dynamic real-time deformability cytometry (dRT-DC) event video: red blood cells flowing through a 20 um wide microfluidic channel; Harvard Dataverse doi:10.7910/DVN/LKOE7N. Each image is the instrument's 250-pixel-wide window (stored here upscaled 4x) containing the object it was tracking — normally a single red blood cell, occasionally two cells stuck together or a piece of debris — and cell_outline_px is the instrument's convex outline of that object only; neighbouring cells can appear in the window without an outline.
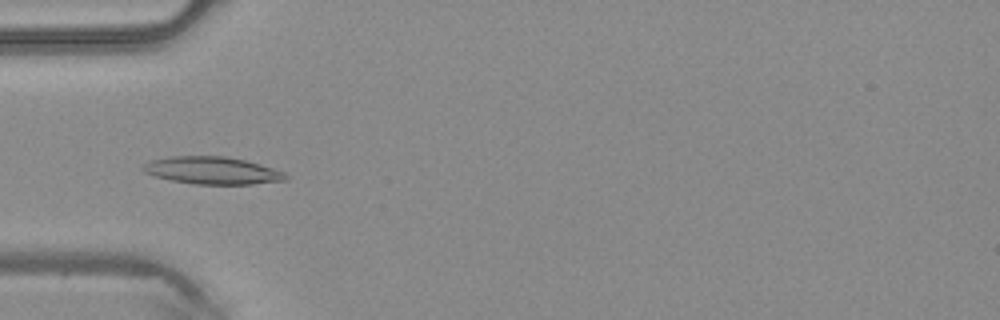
{"species": "common noctule bat (a hibernating species)", "species_latin": "Nyctalus noctula", "temperature_condition": "warm", "stored_images_in_passage": 48, "camera_frame_rate_fps": 3000, "um_per_image_px": 0.085, "animal": {"sex": "male", "body_mass_g": 20.4}, "frame": {"image": 1, "passage_image": 16, "time_ms": 5.0, "image_size_px": [1000, 320], "cell_outline_px": [[288, 180], [252, 184], [192, 184], [152, 176], [144, 172], [140, 168], [144, 164], [152, 160], [168, 156], [224, 156], [244, 160], [260, 164], [284, 172], [288, 176]], "centroid_in_image_um": [18.02, 14.49], "position_along_channel_um": 67.0, "area_um2": 22.83}}
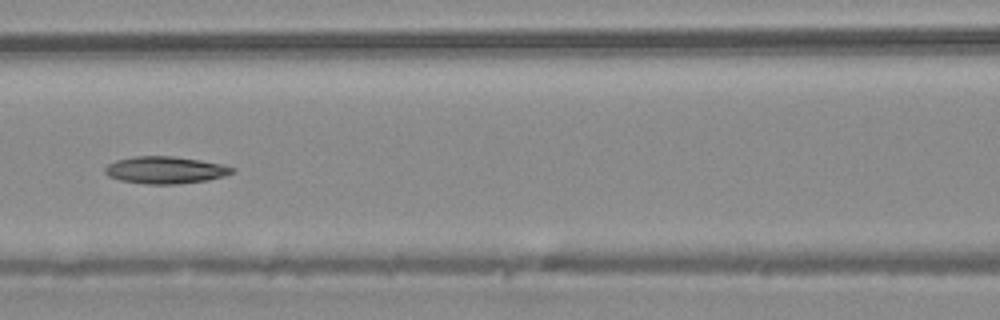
{"frame": {"image": 2, "passage_image": 22, "time_ms": 7.0, "image_size_px": [1000, 320], "cell_outline_px": [[236, 172], [224, 176], [208, 180], [176, 184], [148, 184], [120, 180], [108, 176], [104, 172], [104, 168], [108, 164], [116, 160], [136, 156], [172, 156], [200, 160], [220, 164], [236, 168]], "centroid_in_image_um": [14.06, 14.45], "position_along_channel_um": 152.5, "area_um2": 20.11}}
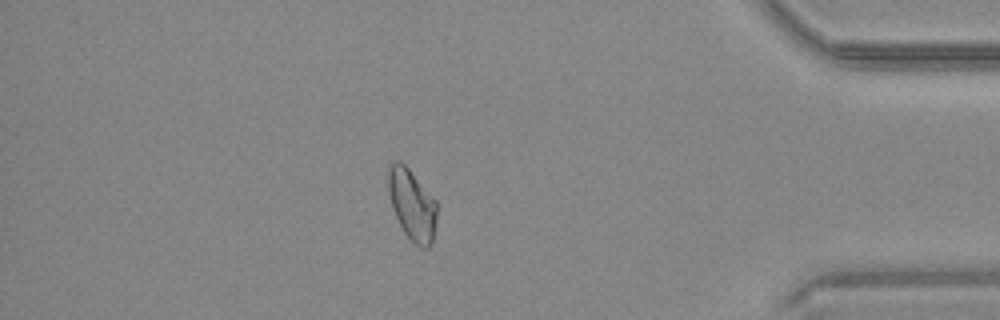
{"frame": {"image": 3, "passage_image": 42, "time_ms": 13.667, "image_size_px": [1000, 320], "cell_outline_px": [[436, 220], [432, 244], [428, 248], [420, 248], [404, 232], [392, 208], [388, 192], [388, 164], [392, 160], [400, 160], [408, 168], [436, 200]], "centroid_in_image_um": [35.01, 17.37], "position_along_channel_um": 400.2, "area_um2": 20.11}}